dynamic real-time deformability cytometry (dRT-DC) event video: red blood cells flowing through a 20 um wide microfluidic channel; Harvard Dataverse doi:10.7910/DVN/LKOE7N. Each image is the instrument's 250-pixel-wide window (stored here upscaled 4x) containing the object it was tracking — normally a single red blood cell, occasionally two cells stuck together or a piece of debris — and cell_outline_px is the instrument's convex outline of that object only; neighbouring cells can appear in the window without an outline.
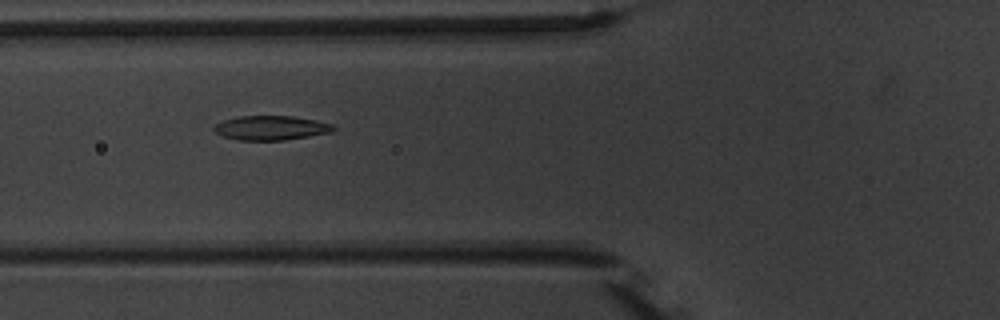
{"species": "common noctule bat (a hibernating species)", "species_latin": "Nyctalus noctula", "temperature_condition": "warm", "stored_images_in_passage": 9, "camera_frame_rate_fps": 3000, "um_per_image_px": 0.085, "animal": {"sex": "male", "body_mass_g": 20.1, "forearm_length_mm": 53.5}, "frame": {"image": 1, "passage_image": 6, "time_ms": 6.667, "image_size_px": [1000, 320], "cell_outline_px": [[336, 128], [332, 132], [284, 140], [236, 140], [224, 136], [216, 132], [212, 128], [216, 124], [224, 120], [240, 116], [292, 116], [316, 120], [332, 124]], "centroid_in_image_um": [23.04, 10.87], "position_along_channel_um": 102.8, "area_um2": 16.82}}
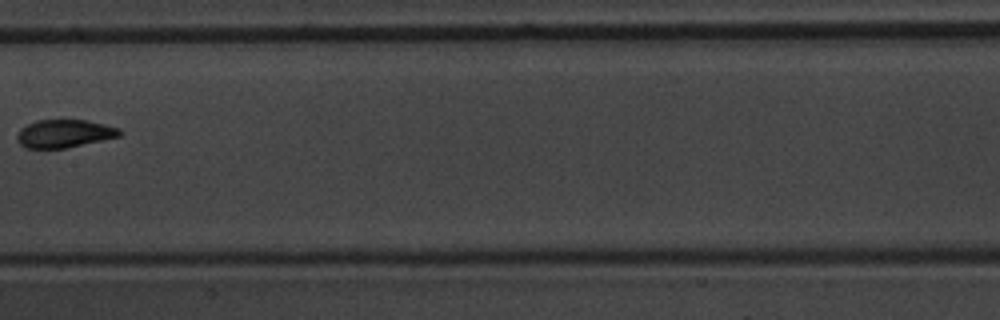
{"frame": {"image": 2, "passage_image": 8, "time_ms": 9.333, "image_size_px": [1000, 320], "cell_outline_px": [[124, 132], [120, 136], [64, 148], [24, 148], [16, 140], [16, 136], [20, 128], [36, 120], [88, 120], [120, 128]], "centroid_in_image_um": [5.45, 11.35], "position_along_channel_um": 201.9, "area_um2": 16.76}}
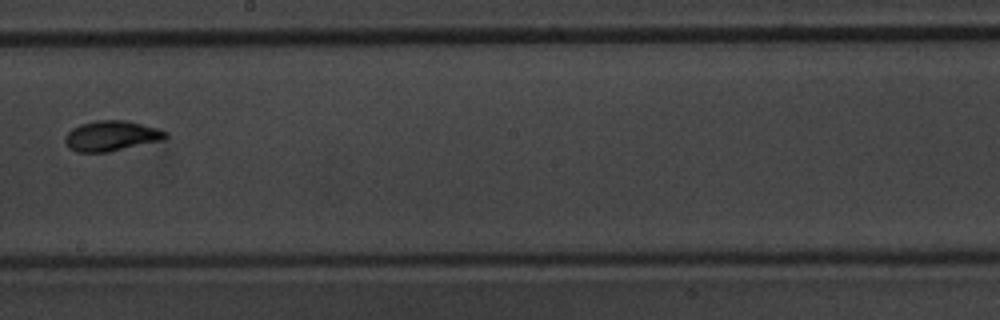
{"frame": {"image": 3, "passage_image": 9, "time_ms": 10.333, "image_size_px": [1000, 320], "cell_outline_px": [[168, 136], [164, 140], [108, 152], [76, 152], [68, 148], [64, 140], [68, 132], [72, 128], [80, 124], [96, 120], [124, 120], [156, 128], [168, 132]], "centroid_in_image_um": [9.46, 11.56], "position_along_channel_um": 238.7, "area_um2": 17.74}}